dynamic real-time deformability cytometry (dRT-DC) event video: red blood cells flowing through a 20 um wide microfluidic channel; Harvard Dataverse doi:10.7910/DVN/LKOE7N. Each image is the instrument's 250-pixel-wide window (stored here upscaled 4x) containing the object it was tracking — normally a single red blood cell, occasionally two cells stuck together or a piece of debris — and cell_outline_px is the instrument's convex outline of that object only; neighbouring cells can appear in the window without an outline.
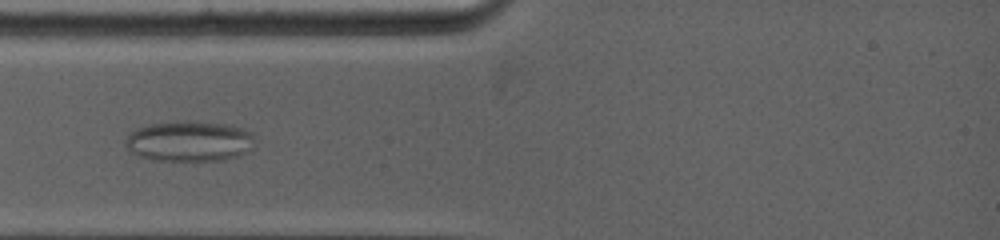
{"species": "common noctule bat (a hibernating species)", "species_latin": "Nyctalus noctula", "temperature_condition": "warm", "stored_images_in_passage": 5, "camera_frame_rate_fps": 5000, "um_per_image_px": 0.085, "animal": {"sex": "female", "body_mass_g": 19.0, "forearm_length_mm": 53.3}, "frame": {"image": 1, "passage_image": 4, "time_ms": 2.2, "image_size_px": [1000, 240], "cell_outline_px": [[252, 148], [248, 152], [240, 156], [224, 160], [152, 160], [136, 156], [124, 144], [124, 140], [132, 132], [148, 124], [184, 120], [232, 124], [252, 132]], "centroid_in_image_um": [16.11, 12.0], "position_along_channel_um": 68.9, "area_um2": 30.81}}
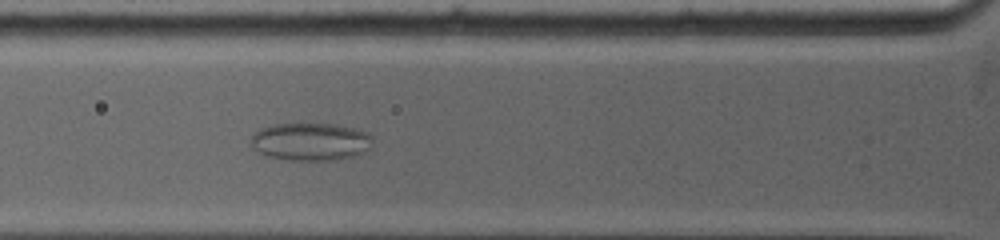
{"frame": {"image": 2, "passage_image": 5, "time_ms": 3.0, "image_size_px": [1000, 240], "cell_outline_px": [[372, 140], [368, 148], [364, 152], [356, 156], [336, 160], [284, 160], [264, 156], [256, 152], [252, 148], [252, 136], [256, 132], [264, 128], [276, 124], [336, 124], [368, 132], [372, 136]], "centroid_in_image_um": [26.4, 12.06], "position_along_channel_um": 99.4, "area_um2": 26.88}}